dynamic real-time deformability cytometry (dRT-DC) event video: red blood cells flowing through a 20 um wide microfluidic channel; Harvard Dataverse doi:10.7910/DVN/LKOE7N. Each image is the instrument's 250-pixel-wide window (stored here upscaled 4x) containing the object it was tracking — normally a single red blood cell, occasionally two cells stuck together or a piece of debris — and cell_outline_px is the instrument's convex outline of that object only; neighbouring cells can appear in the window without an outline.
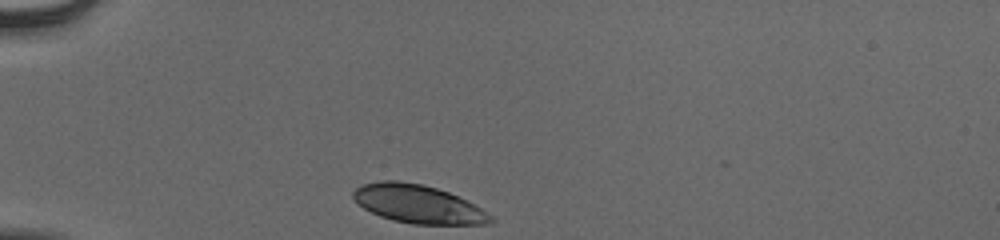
{"species": "human", "species_latin": "Homo sapiens", "temperature_condition": "cold", "stored_images_in_passage": 31, "camera_frame_rate_fps": 3000, "um_per_image_px": 0.085, "donor": {"sex": "male"}, "frame": {"image": 1, "passage_image": 1, "time_ms": 0.0, "image_size_px": [1000, 240], "cell_outline_px": [[496, 220], [492, 224], [412, 224], [392, 220], [380, 216], [364, 208], [352, 196], [352, 192], [356, 188], [364, 184], [380, 180], [396, 180], [424, 184], [448, 192], [480, 208], [492, 216]], "centroid_in_image_um": [35.53, 17.34], "position_along_channel_um": 49.5, "area_um2": 30.46}}
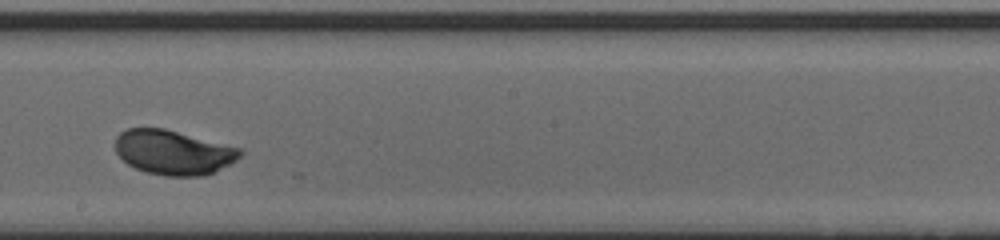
{"frame": {"image": 2, "passage_image": 18, "time_ms": 5.667, "image_size_px": [1000, 240], "cell_outline_px": [[244, 152], [236, 160], [216, 172], [204, 176], [164, 176], [144, 172], [128, 164], [116, 152], [116, 136], [120, 132], [128, 128], [164, 128], [244, 148]], "centroid_in_image_um": [14.78, 12.95], "position_along_channel_um": 233.4, "area_um2": 32.77}}
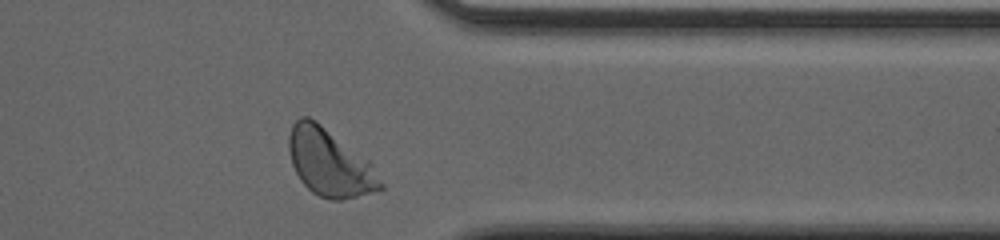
{"frame": {"image": 3, "passage_image": 30, "time_ms": 9.667, "image_size_px": [1000, 240], "cell_outline_px": [[384, 188], [376, 192], [340, 200], [328, 200], [312, 192], [300, 180], [292, 164], [288, 148], [288, 136], [292, 124], [300, 116], [308, 116], [316, 120], [368, 160], [372, 164], [384, 184]], "centroid_in_image_um": [28.01, 13.83], "position_along_channel_um": 383.4, "area_um2": 35.95}}